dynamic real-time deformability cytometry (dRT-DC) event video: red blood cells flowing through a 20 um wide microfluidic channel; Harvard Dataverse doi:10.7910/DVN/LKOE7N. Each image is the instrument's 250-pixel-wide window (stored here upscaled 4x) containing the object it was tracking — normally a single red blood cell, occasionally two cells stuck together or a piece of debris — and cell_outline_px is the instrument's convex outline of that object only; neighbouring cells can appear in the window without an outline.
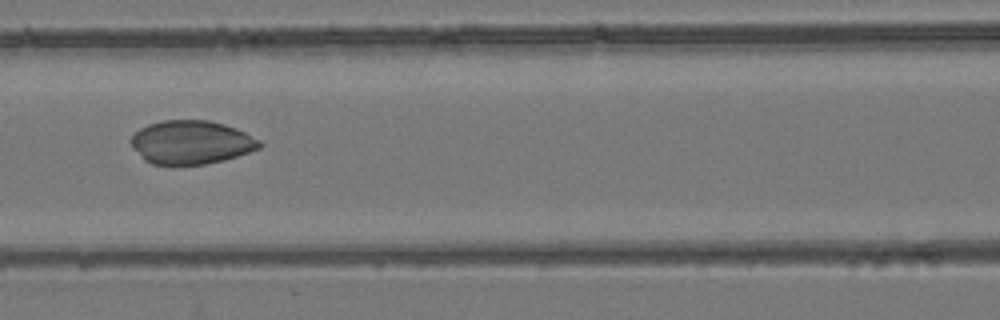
{"species": "common noctule bat (a hibernating species)", "species_latin": "Nyctalus noctula", "temperature_condition": "room temperature", "stored_images_in_passage": 3, "camera_frame_rate_fps": 3000, "um_per_image_px": 0.085, "animal": {"sex": "female", "body_mass_g": 24.6, "forearm_length_mm": 56.2}, "frame": {"image": 1, "passage_image": 3, "time_ms": 2.333, "image_size_px": [1000, 320], "cell_outline_px": [[264, 144], [260, 148], [224, 160], [204, 164], [172, 168], [152, 164], [144, 160], [132, 148], [132, 136], [140, 128], [148, 124], [164, 120], [208, 120], [224, 124], [236, 128], [260, 140]], "centroid_in_image_um": [16.23, 12.13], "position_along_channel_um": 150.4, "area_um2": 33.23}}